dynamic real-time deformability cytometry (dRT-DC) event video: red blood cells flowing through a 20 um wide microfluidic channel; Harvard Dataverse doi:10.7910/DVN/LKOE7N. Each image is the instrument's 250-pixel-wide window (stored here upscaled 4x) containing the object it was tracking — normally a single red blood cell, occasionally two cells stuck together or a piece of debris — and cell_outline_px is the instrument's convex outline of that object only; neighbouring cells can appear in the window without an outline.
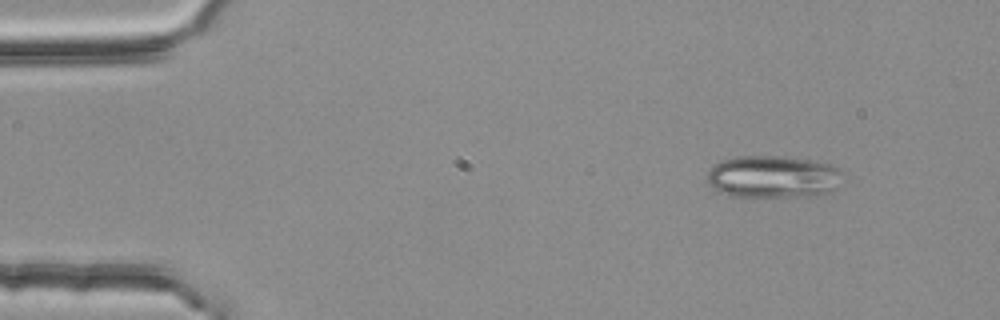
{"species": "common noctule bat (a hibernating species)", "species_latin": "Nyctalus noctula", "temperature_condition": "room temperature", "stored_images_in_passage": 49, "camera_frame_rate_fps": 3000, "um_per_image_px": 0.085, "animal": {"sex": "female", "body_mass_g": 25.1}, "frame": {"image": 1, "passage_image": 1, "time_ms": 0.0, "image_size_px": [1000, 320], "cell_outline_px": [[844, 172], [836, 188], [832, 192], [816, 196], [728, 196], [712, 188], [708, 184], [708, 172], [720, 160], [736, 156], [784, 156], [812, 160], [828, 164]], "centroid_in_image_um": [65.72, 15.02], "position_along_channel_um": 19.3, "area_um2": 33.64}}
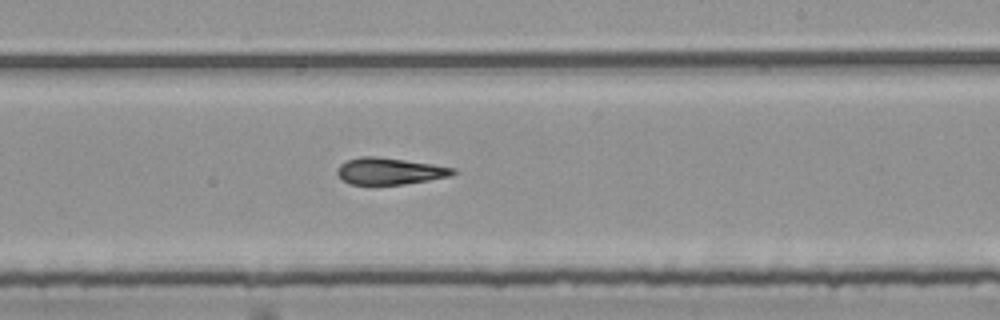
{"frame": {"image": 2, "passage_image": 27, "time_ms": 8.667, "image_size_px": [1000, 320], "cell_outline_px": [[456, 172], [448, 176], [428, 180], [404, 184], [348, 184], [340, 180], [336, 172], [336, 168], [340, 164], [348, 160], [364, 156], [372, 156], [404, 160], [432, 164], [456, 168]], "centroid_in_image_um": [33.06, 14.55], "position_along_channel_um": 255.9, "area_um2": 17.86}}
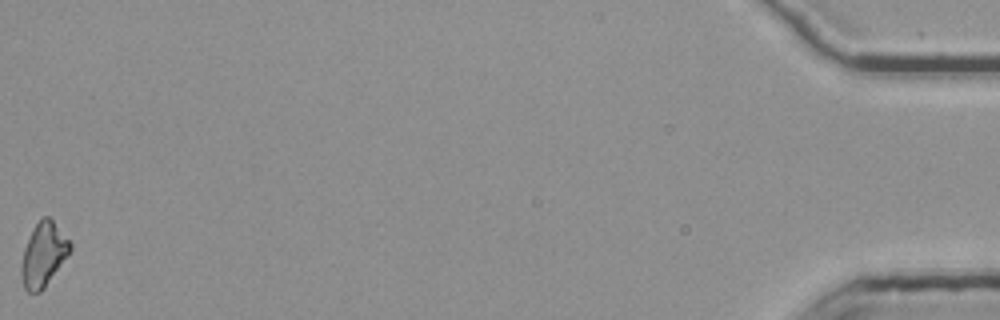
{"frame": {"image": 3, "passage_image": 49, "time_ms": 16.0, "image_size_px": [1000, 320], "cell_outline_px": [[72, 248], [44, 288], [40, 292], [28, 292], [24, 288], [20, 276], [20, 264], [24, 248], [36, 224], [44, 216], [48, 216], [52, 220], [72, 244]], "centroid_in_image_um": [3.66, 21.67], "position_along_channel_um": 431.5, "area_um2": 17.8}, "authors_computed_cell_mechanics": {"area_um2": 18.3804, "velocity_mm_per_s": 3.7856, "shape_relaxation_time_tau1_ms": null, "shape_relaxation_time_tau2_ms": 4.657, "deformation_change_tau1": null, "deformation_change_tau2": 0.1322}}